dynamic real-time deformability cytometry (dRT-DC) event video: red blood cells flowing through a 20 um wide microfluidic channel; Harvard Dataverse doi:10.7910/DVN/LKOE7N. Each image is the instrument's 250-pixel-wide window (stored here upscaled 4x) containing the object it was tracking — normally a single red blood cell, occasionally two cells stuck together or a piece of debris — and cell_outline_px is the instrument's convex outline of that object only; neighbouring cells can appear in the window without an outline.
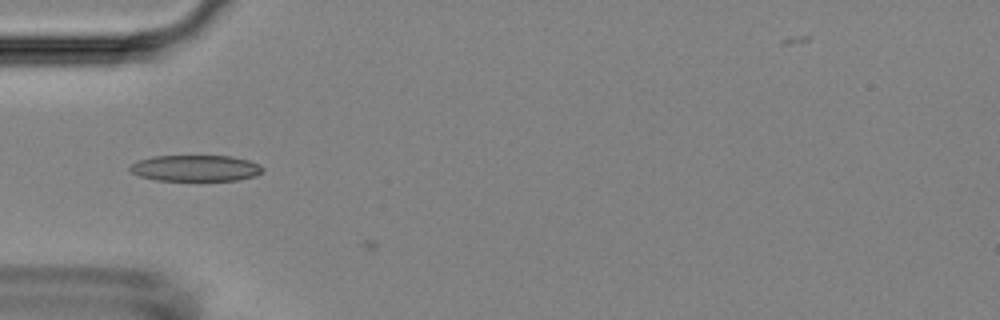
{"species": "Egyptian fruit bat (a non-hibernating species)", "species_latin": "Rousettus aegyptiacus", "temperature_condition": "room temperature", "stored_images_in_passage": 4, "camera_frame_rate_fps": 3000, "um_per_image_px": 0.085, "animal": {"sex": "female"}, "frame": {"image": 1, "passage_image": 3, "time_ms": 0.667, "image_size_px": [1000, 320], "cell_outline_px": [[264, 172], [256, 176], [236, 180], [156, 180], [140, 176], [132, 172], [128, 168], [132, 164], [140, 160], [152, 156], [232, 156], [248, 160], [260, 164], [264, 168]], "centroid_in_image_um": [16.67, 14.29], "position_along_channel_um": 68.3, "area_um2": 20.23}}